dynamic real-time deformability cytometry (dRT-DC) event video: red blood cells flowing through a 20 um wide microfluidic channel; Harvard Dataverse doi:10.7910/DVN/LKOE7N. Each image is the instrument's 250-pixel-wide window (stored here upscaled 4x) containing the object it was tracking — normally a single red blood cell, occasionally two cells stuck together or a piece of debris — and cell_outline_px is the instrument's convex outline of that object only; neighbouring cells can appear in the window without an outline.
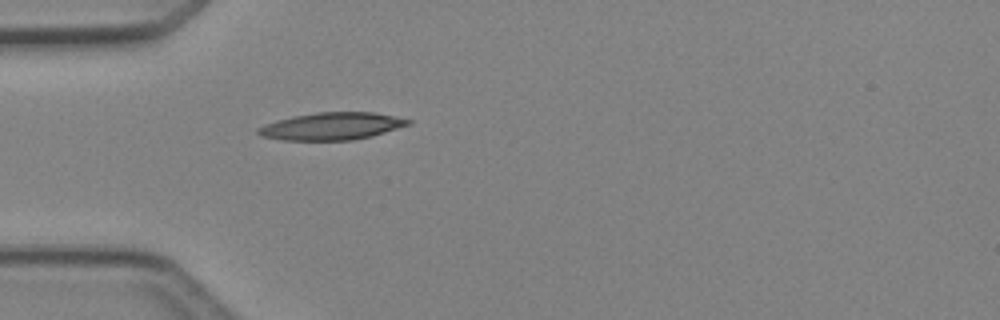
{"species": "Egyptian fruit bat (a non-hibernating species)", "species_latin": "Rousettus aegyptiacus", "temperature_condition": "cold", "stored_images_in_passage": 34, "camera_frame_rate_fps": 3000, "um_per_image_px": 0.085, "animal": {"sex": "female"}, "frame": {"image": 1, "passage_image": 1, "time_ms": 0.0, "image_size_px": [1000, 320], "cell_outline_px": [[412, 124], [372, 136], [352, 140], [284, 140], [260, 136], [256, 132], [256, 128], [264, 124], [276, 120], [292, 116], [316, 112], [372, 112], [412, 120]], "centroid_in_image_um": [28.16, 10.72], "position_along_channel_um": 56.8, "area_um2": 23.99}}
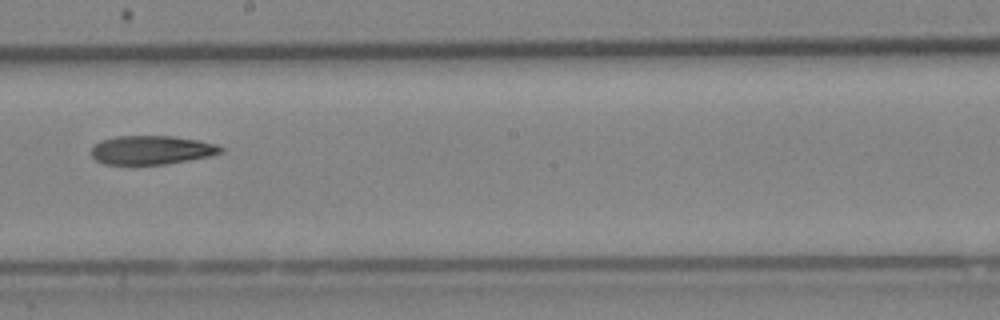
{"frame": {"image": 2, "passage_image": 14, "time_ms": 4.333, "image_size_px": [1000, 320], "cell_outline_px": [[224, 152], [212, 156], [164, 164], [104, 164], [96, 160], [92, 156], [92, 148], [100, 140], [116, 136], [172, 136], [200, 140], [216, 144], [224, 148]], "centroid_in_image_um": [12.92, 12.74], "position_along_channel_um": 235.3, "area_um2": 21.79}}
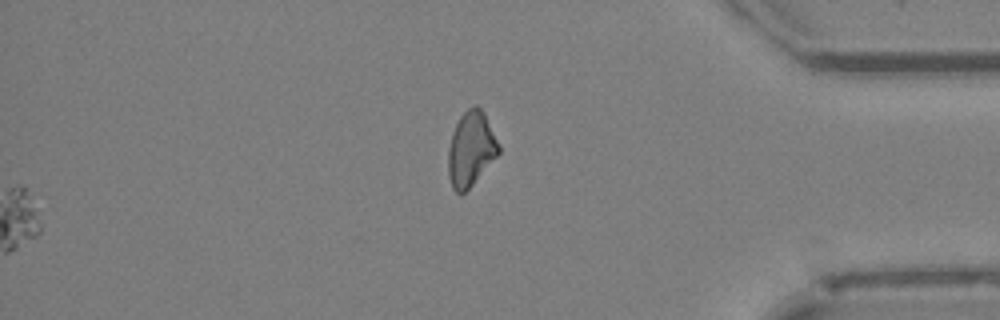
{"frame": {"image": 3, "passage_image": 27, "time_ms": 8.667, "image_size_px": [1000, 320], "cell_outline_px": [[500, 152], [472, 184], [464, 192], [456, 192], [452, 188], [448, 176], [448, 148], [452, 132], [460, 116], [472, 104], [476, 104], [484, 112], [500, 148]], "centroid_in_image_um": [40.0, 12.63], "position_along_channel_um": 395.2, "area_um2": 21.68}}